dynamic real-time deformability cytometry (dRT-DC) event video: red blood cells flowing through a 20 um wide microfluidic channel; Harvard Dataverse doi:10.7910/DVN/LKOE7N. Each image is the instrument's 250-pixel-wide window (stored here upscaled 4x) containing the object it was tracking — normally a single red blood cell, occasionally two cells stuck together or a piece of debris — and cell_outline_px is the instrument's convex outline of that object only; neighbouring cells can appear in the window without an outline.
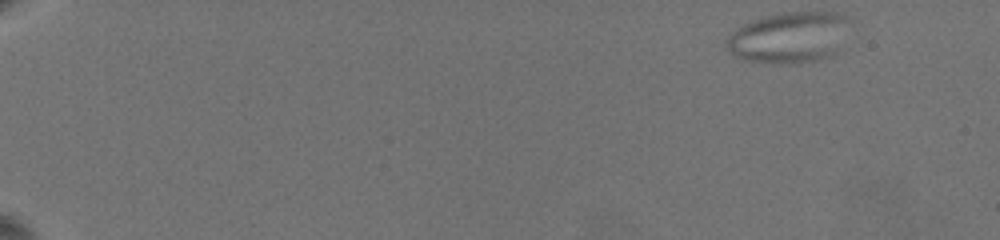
{"species": "common noctule bat (a hibernating species)", "species_latin": "Nyctalus noctula", "temperature_condition": "warm", "stored_images_in_passage": 2, "camera_frame_rate_fps": 3000, "um_per_image_px": 0.085, "animal": {"sex": "female", "body_mass_g": 19.5, "forearm_length_mm": 54.1}, "frame": {"image": 1, "passage_image": 1, "time_ms": 0.0, "image_size_px": [1000, 240], "cell_outline_px": [[848, 20], [836, 52], [832, 56], [820, 60], [796, 64], [780, 64], [748, 60], [736, 56], [724, 44], [724, 40], [736, 28], [752, 20], [768, 16], [788, 12], [836, 12], [848, 16]], "centroid_in_image_um": [67.05, 3.19], "position_along_channel_um": 18.0, "area_um2": 36.36}}